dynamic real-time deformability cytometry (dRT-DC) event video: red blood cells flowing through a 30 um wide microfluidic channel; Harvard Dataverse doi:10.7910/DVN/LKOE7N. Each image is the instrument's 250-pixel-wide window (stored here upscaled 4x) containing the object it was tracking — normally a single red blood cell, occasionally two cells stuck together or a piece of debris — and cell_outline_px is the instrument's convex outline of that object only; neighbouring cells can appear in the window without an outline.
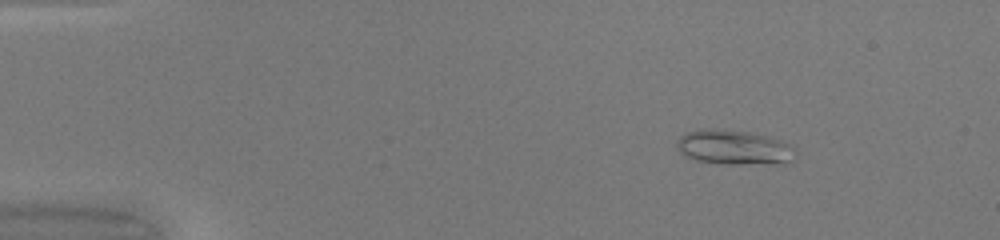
{"species": "common noctule bat (a hibernating species)", "species_latin": "Nyctalus noctula", "temperature_condition": "warm", "stored_images_in_passage": 42, "camera_frame_rate_fps": 3000, "um_per_image_px": 0.085, "animal": {"sex": "female", "body_mass_g": 20.0, "forearm_length_mm": 54.0}, "frame": {"image": 1, "passage_image": 6, "time_ms": 1.667, "image_size_px": [1000, 240], "cell_outline_px": [[796, 160], [784, 164], [724, 164], [696, 160], [684, 156], [680, 152], [676, 144], [676, 140], [680, 136], [696, 128], [712, 128], [752, 132], [788, 144], [796, 148]], "centroid_in_image_um": [62.39, 12.54], "position_along_channel_um": 22.6, "area_um2": 24.39}}
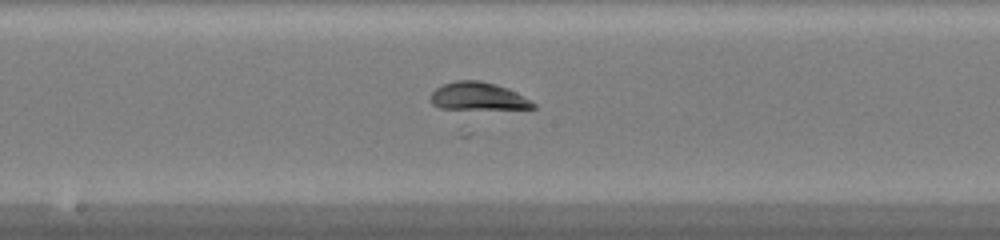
{"frame": {"image": 2, "passage_image": 26, "time_ms": 8.333, "image_size_px": [1000, 240], "cell_outline_px": [[536, 108], [440, 108], [432, 104], [428, 96], [436, 88], [444, 84], [456, 80], [480, 80], [516, 92], [536, 104]], "centroid_in_image_um": [40.56, 8.18], "position_along_channel_um": 207.6, "area_um2": 16.13}}
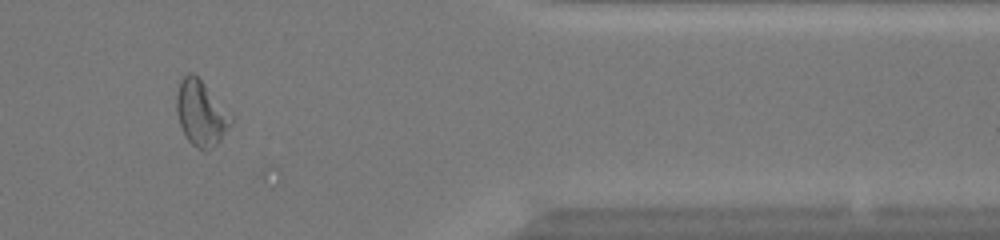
{"frame": {"image": 3, "passage_image": 41, "time_ms": 13.333, "image_size_px": [1000, 240], "cell_outline_px": [[232, 124], [220, 140], [212, 148], [204, 152], [196, 148], [184, 136], [176, 112], [176, 96], [180, 80], [188, 72], [192, 72], [204, 84], [232, 116]], "centroid_in_image_um": [17.06, 9.66], "position_along_channel_um": 394.3, "area_um2": 20.58}}